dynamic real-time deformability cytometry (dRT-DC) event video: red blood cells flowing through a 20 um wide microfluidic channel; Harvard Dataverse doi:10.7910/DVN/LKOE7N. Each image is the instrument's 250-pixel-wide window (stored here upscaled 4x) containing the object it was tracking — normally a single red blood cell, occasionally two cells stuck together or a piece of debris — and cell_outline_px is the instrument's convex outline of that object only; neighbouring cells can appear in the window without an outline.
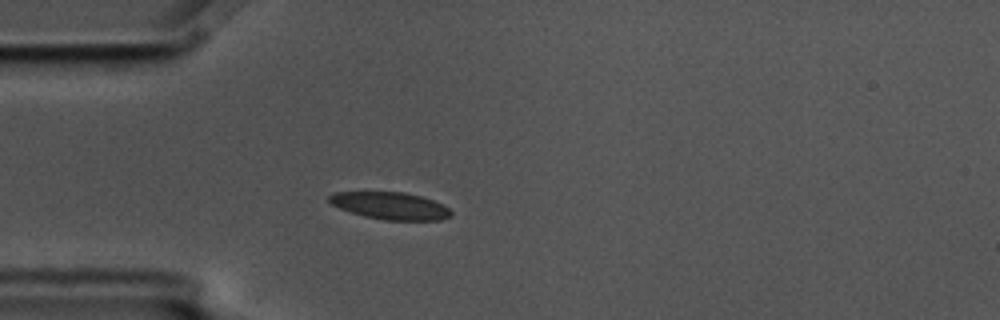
{"species": "common noctule bat (a hibernating species)", "species_latin": "Nyctalus noctula", "temperature_condition": "cold", "stored_images_in_passage": 4, "camera_frame_rate_fps": 3000, "um_per_image_px": 0.085, "animal": {"sex": "male", "body_mass_g": 17.5, "forearm_length_mm": 52.3}, "frame": {"image": 1, "passage_image": 4, "time_ms": 1.0, "image_size_px": [1000, 320], "cell_outline_px": [[452, 216], [440, 220], [384, 220], [364, 216], [340, 208], [332, 204], [328, 200], [328, 196], [336, 192], [404, 192], [420, 196], [444, 204], [452, 212]], "centroid_in_image_um": [33.2, 17.49], "position_along_channel_um": 51.8, "area_um2": 19.25}}